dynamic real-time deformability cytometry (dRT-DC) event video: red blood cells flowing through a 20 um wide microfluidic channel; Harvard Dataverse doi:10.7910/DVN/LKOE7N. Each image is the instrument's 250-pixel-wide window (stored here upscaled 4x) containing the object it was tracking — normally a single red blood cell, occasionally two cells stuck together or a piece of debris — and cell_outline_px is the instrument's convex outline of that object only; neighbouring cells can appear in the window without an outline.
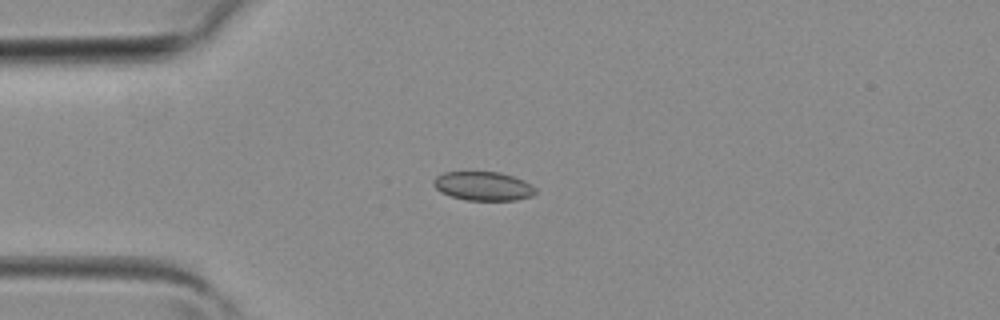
{"species": "common noctule bat (a hibernating species)", "species_latin": "Nyctalus noctula", "temperature_condition": "room temperature", "stored_images_in_passage": 3, "camera_frame_rate_fps": 3000, "um_per_image_px": 0.085, "animal": {"sex": "female", "body_mass_g": 19.3, "forearm_length_mm": 54.1}, "frame": {"image": 1, "passage_image": 2, "time_ms": 0.333, "image_size_px": [1000, 320], "cell_outline_px": [[536, 192], [532, 196], [516, 200], [464, 200], [440, 192], [432, 184], [432, 180], [436, 176], [444, 172], [500, 172], [524, 180], [532, 184], [536, 188]], "centroid_in_image_um": [41.07, 15.82], "position_along_channel_um": 43.9, "area_um2": 17.28}}
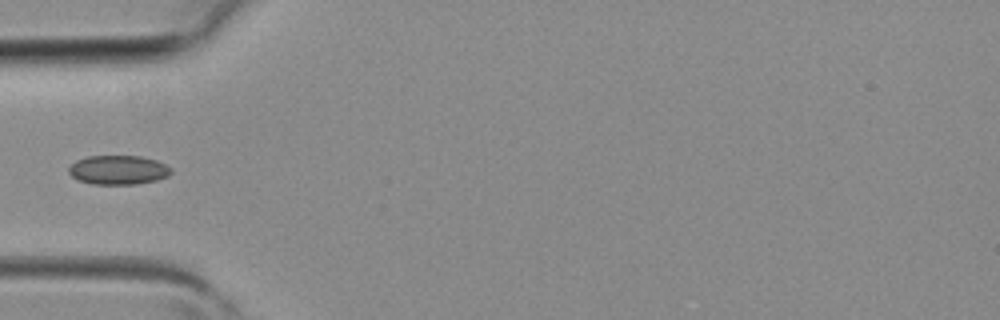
{"frame": {"image": 2, "passage_image": 3, "time_ms": 0.667, "image_size_px": [1000, 320], "cell_outline_px": [[172, 172], [168, 176], [156, 180], [136, 184], [92, 184], [80, 180], [72, 176], [68, 172], [68, 168], [76, 160], [88, 156], [140, 156], [156, 160], [172, 168]], "centroid_in_image_um": [10.06, 14.44], "position_along_channel_um": 74.9, "area_um2": 17.34}}